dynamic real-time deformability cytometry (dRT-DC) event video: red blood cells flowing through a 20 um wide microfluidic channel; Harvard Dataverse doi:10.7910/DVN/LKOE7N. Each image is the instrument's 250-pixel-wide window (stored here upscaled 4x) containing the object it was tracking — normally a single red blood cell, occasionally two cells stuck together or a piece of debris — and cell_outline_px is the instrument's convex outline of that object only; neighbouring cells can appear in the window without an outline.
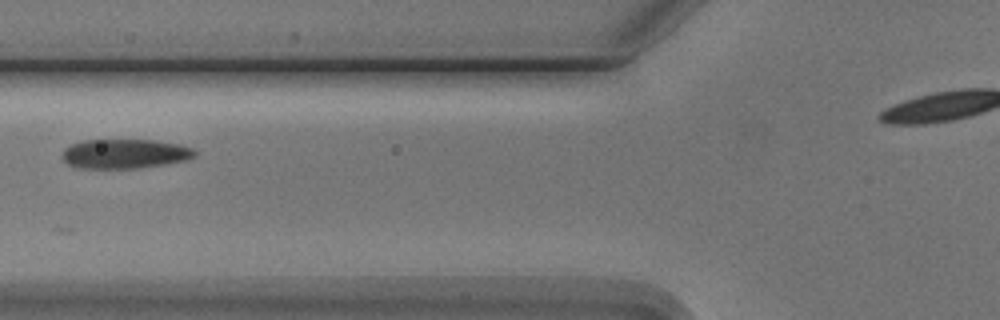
{"species": "Egyptian fruit bat (a non-hibernating species)", "species_latin": "Rousettus aegyptiacus", "temperature_condition": "cold", "stored_images_in_passage": 3, "segment_of_instrument_passage": [1, 2], "camera_frame_rate_fps": 3000, "um_per_image_px": 0.085, "animal": {"sex": "male"}, "frame": {"image": 1, "passage_image": 2, "time_ms": 1.0, "image_size_px": [1000, 320], "cell_outline_px": [[196, 156], [188, 160], [140, 168], [76, 168], [68, 164], [64, 160], [64, 148], [72, 144], [84, 140], [156, 140], [180, 144], [192, 148], [196, 152]], "centroid_in_image_um": [10.65, 13.07], "position_along_channel_um": 115.2, "area_um2": 22.77}}